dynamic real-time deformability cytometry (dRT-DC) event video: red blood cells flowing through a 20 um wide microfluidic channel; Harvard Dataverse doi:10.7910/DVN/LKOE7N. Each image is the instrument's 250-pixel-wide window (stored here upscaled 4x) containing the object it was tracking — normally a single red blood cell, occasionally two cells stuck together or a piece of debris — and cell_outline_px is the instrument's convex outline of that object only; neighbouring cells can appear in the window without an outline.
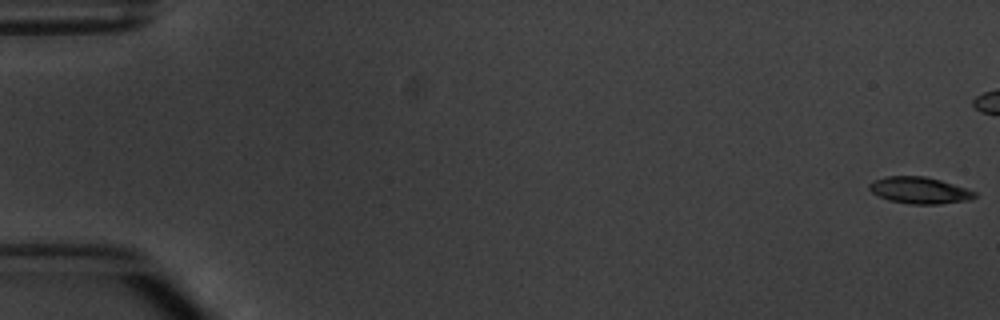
{"species": "common noctule bat (a hibernating species)", "species_latin": "Nyctalus noctula", "temperature_condition": "warm", "stored_images_in_passage": 8, "segment_of_instrument_passage": [1, 2], "camera_frame_rate_fps": 3000, "um_per_image_px": 0.085, "animal": {"sex": "male", "body_mass_g": 20.1, "forearm_length_mm": 53.5}, "frame": {"image": 1, "passage_image": 1, "time_ms": 0.0, "image_size_px": [1000, 320], "cell_outline_px": [[976, 196], [972, 200], [940, 204], [912, 204], [888, 200], [872, 192], [868, 188], [868, 184], [872, 180], [884, 176], [924, 176], [940, 180], [968, 188], [976, 192]], "centroid_in_image_um": [78.17, 16.17], "position_along_channel_um": 6.8, "area_um2": 16.53}}
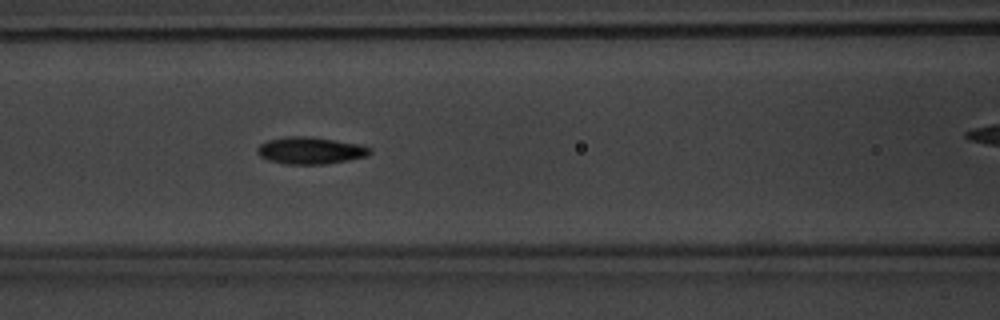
{"frame": {"image": 2, "passage_image": 7, "time_ms": 7.667, "image_size_px": [1000, 320], "cell_outline_px": [[372, 152], [368, 156], [348, 160], [324, 164], [284, 164], [268, 160], [260, 156], [256, 152], [256, 148], [260, 144], [268, 140], [288, 136], [304, 136], [336, 140], [360, 144], [372, 148]], "centroid_in_image_um": [26.39, 12.79], "position_along_channel_um": 140.2, "area_um2": 17.8}}